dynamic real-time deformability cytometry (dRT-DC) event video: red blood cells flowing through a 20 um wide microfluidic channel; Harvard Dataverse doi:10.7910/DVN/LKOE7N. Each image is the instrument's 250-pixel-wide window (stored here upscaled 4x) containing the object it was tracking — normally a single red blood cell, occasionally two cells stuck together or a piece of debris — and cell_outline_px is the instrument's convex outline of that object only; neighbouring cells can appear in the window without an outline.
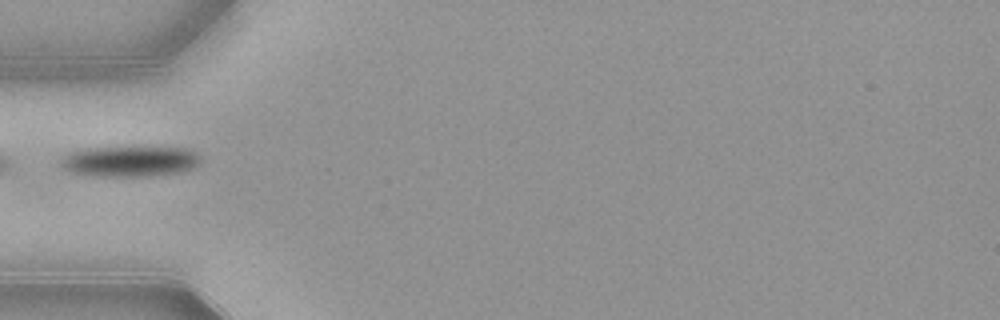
{"species": "common noctule bat (a hibernating species)", "species_latin": "Nyctalus noctula", "temperature_condition": "warm", "stored_images_in_passage": 7, "camera_frame_rate_fps": 3000, "um_per_image_px": 0.085, "animal": {"sex": "female", "body_mass_g": 21.9}, "frame": {"image": 1, "passage_image": 1, "time_ms": 0.0, "image_size_px": [1000, 320], "cell_outline_px": [[200, 164], [192, 168], [180, 172], [148, 176], [100, 176], [72, 172], [64, 168], [60, 164], [60, 160], [68, 152], [88, 148], [132, 144], [140, 144], [192, 148], [200, 156]], "centroid_in_image_um": [11.12, 13.63], "position_along_channel_um": 73.9, "area_um2": 26.36}}